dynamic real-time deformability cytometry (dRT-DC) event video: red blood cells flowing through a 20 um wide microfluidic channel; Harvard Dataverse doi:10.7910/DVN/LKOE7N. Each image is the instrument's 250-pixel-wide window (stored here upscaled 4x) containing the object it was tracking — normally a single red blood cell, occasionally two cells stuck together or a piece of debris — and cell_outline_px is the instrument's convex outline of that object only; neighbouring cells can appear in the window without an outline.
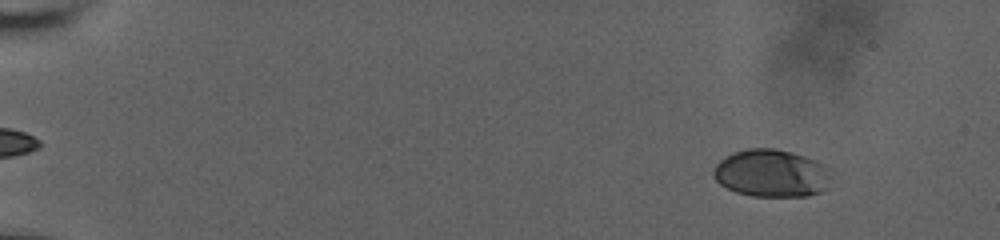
{"species": "human", "species_latin": "Homo sapiens", "temperature_condition": "room temperature", "stored_images_in_passage": 19, "camera_frame_rate_fps": 3000, "um_per_image_px": 0.085, "donor": {"sex": "male"}, "frame": {"image": 1, "passage_image": 6, "time_ms": 2.333, "image_size_px": [1000, 240], "cell_outline_px": [[828, 176], [824, 188], [820, 192], [808, 196], [752, 196], [736, 192], [720, 184], [712, 176], [712, 168], [720, 160], [732, 152], [748, 148], [772, 148], [792, 152], [816, 160], [820, 164]], "centroid_in_image_um": [65.46, 14.72], "position_along_channel_um": 19.5, "area_um2": 32.19}}
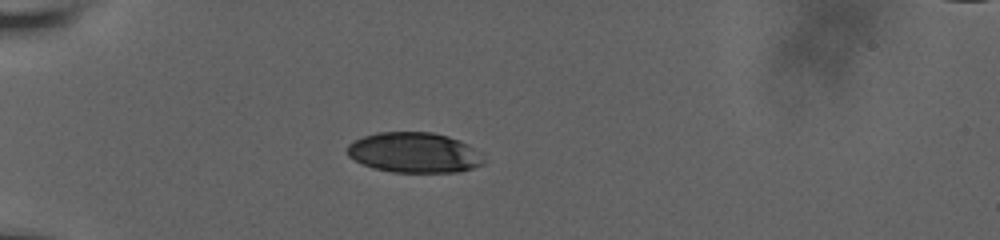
{"frame": {"image": 2, "passage_image": 15, "time_ms": 6.333, "image_size_px": [1000, 240], "cell_outline_px": [[484, 164], [460, 172], [392, 172], [372, 168], [348, 156], [348, 144], [364, 136], [376, 132], [432, 132], [448, 136], [460, 140], [468, 144], [480, 152], [484, 160]], "centroid_in_image_um": [35.24, 12.97], "position_along_channel_um": 49.8, "area_um2": 32.08}}
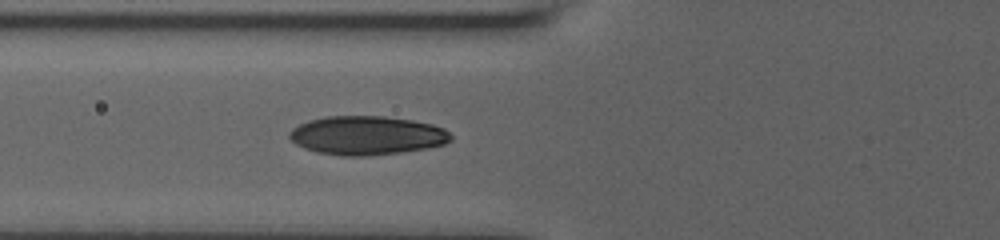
{"frame": {"image": 3, "passage_image": 19, "time_ms": 8.333, "image_size_px": [1000, 240], "cell_outline_px": [[452, 140], [444, 144], [428, 148], [400, 152], [364, 156], [344, 156], [316, 152], [304, 148], [296, 144], [288, 136], [288, 132], [292, 128], [308, 120], [324, 116], [384, 116], [412, 120], [432, 124], [444, 128], [452, 136]], "centroid_in_image_um": [31.17, 11.5], "position_along_channel_um": 94.6, "area_um2": 36.65}}